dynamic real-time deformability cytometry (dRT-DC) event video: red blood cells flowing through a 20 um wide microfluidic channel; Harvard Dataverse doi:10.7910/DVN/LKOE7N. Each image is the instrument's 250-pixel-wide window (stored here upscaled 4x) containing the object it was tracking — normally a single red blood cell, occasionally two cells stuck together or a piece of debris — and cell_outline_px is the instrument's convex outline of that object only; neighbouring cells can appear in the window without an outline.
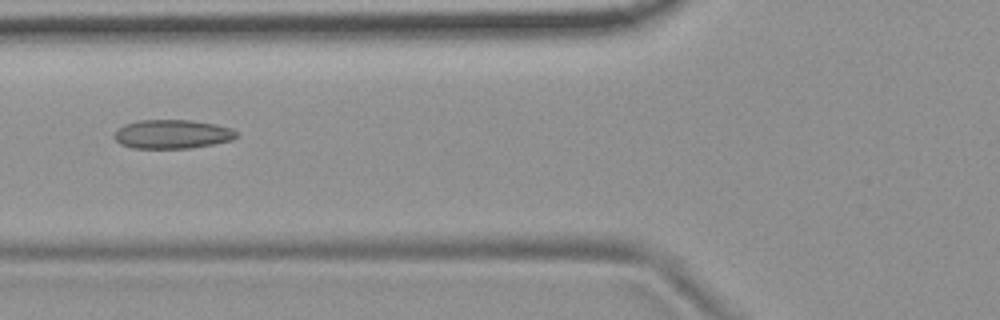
{"species": "common noctule bat (a hibernating species)", "species_latin": "Nyctalus noctula", "temperature_condition": "room temperature", "stored_images_in_passage": 14, "camera_frame_rate_fps": 3000, "um_per_image_px": 0.085, "animal": {"sex": "female", "body_mass_g": 19.9}, "frame": {"image": 1, "passage_image": 5, "time_ms": 5.667, "image_size_px": [1000, 320], "cell_outline_px": [[236, 136], [232, 140], [192, 148], [132, 148], [120, 144], [112, 136], [124, 124], [136, 120], [188, 120], [216, 124], [232, 128], [236, 132]], "centroid_in_image_um": [14.62, 11.4], "position_along_channel_um": 111.2, "area_um2": 20.58}}
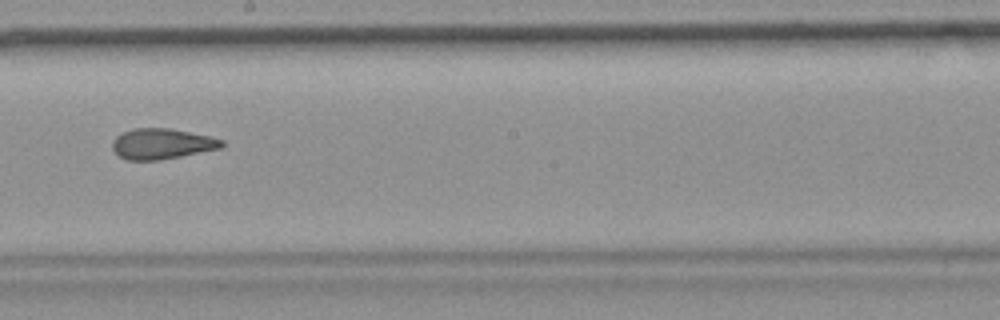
{"frame": {"image": 2, "passage_image": 8, "time_ms": 9.0, "image_size_px": [1000, 320], "cell_outline_px": [[224, 144], [220, 148], [160, 160], [128, 160], [120, 156], [112, 148], [112, 140], [116, 136], [132, 128], [168, 128], [208, 136], [224, 140]], "centroid_in_image_um": [13.73, 12.22], "position_along_channel_um": 234.5, "area_um2": 19.25}}
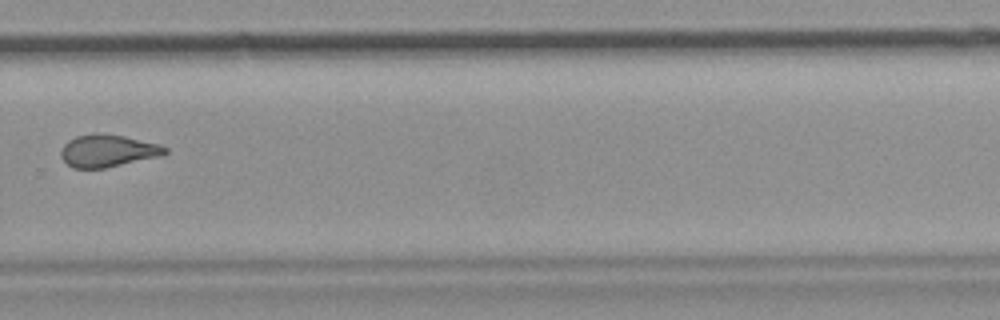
{"frame": {"image": 3, "passage_image": 10, "time_ms": 11.333, "image_size_px": [1000, 320], "cell_outline_px": [[168, 152], [160, 156], [104, 168], [72, 168], [60, 156], [60, 152], [64, 144], [68, 140], [76, 136], [100, 132], [124, 136], [160, 144], [168, 148]], "centroid_in_image_um": [9.16, 12.8], "position_along_channel_um": 320.6, "area_um2": 19.65}, "authors_computed_cell_mechanics": {"area_um2": 19.8254, "velocity_mm_per_s": 3.7068, "shape_relaxation_time_tau1_ms": null, "shape_relaxation_time_tau2_ms": 1.7249, "deformation_change_tau1": null, "deformation_change_tau2": 0.0571}}